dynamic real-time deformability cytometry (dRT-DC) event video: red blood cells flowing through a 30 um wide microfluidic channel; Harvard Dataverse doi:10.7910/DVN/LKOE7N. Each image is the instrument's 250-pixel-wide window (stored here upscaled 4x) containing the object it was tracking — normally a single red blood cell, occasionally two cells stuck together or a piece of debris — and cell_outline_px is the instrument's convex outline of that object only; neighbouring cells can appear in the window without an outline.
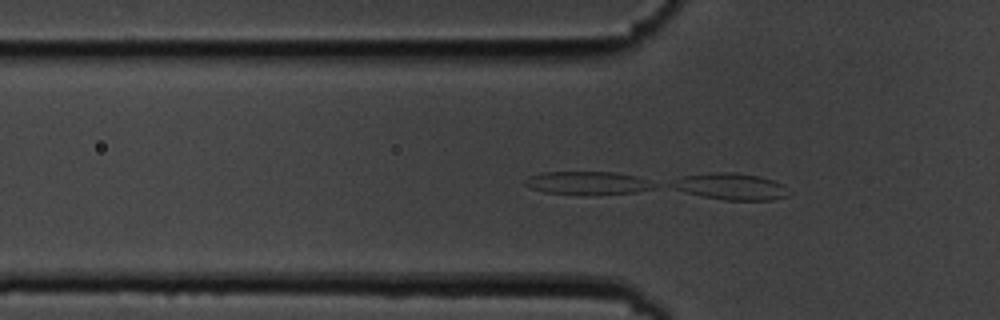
{"species": "common noctule bat (a hibernating species)", "species_latin": "Nyctalus noctula", "temperature_condition": "cold", "stored_images_in_passage": 20, "camera_frame_rate_fps": 3000, "um_per_image_px": 0.085, "animal": {"sex": "male", "body_mass_g": 19.5, "forearm_length_mm": 54.6}, "frame": {"image": 1, "passage_image": 18, "time_ms": 5.667, "image_size_px": [1000, 320], "cell_outline_px": [[792, 192], [788, 196], [772, 200], [728, 200], [700, 196], [672, 188], [664, 184], [684, 176], [712, 172], [732, 172], [760, 176], [784, 184]], "centroid_in_image_um": [62.13, 15.85], "position_along_channel_um": 63.7, "area_um2": 18.38}}